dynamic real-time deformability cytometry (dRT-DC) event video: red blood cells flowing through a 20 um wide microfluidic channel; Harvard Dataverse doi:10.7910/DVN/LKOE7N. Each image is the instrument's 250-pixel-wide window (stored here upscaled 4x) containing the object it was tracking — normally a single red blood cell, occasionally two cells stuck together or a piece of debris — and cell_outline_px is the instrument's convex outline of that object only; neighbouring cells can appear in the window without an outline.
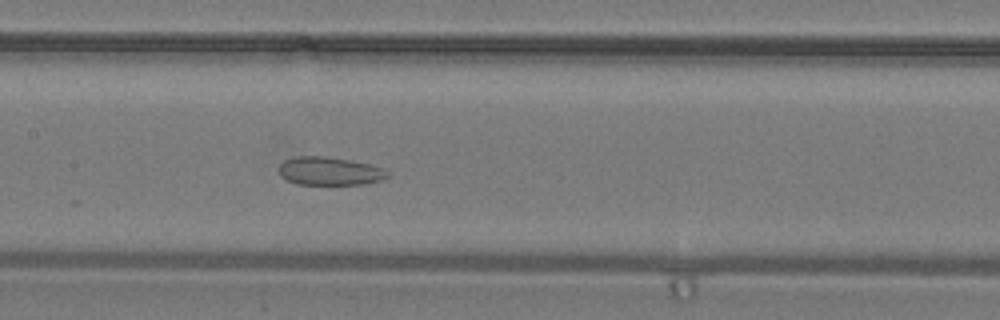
{"species": "common noctule bat (a hibernating species)", "species_latin": "Nyctalus noctula", "temperature_condition": "warm", "stored_images_in_passage": 36, "camera_frame_rate_fps": 3000, "um_per_image_px": 0.085, "animal": {"sex": "male", "body_mass_g": 19.2, "forearm_length_mm": 51.8}, "frame": {"image": 1, "passage_image": 16, "time_ms": 5.0, "image_size_px": [1000, 320], "cell_outline_px": [[388, 176], [380, 180], [364, 184], [296, 184], [280, 176], [280, 164], [284, 160], [296, 156], [324, 156], [348, 160], [368, 164], [384, 168], [388, 172]], "centroid_in_image_um": [28.0, 14.54], "position_along_channel_um": 179.4, "area_um2": 17.69}}
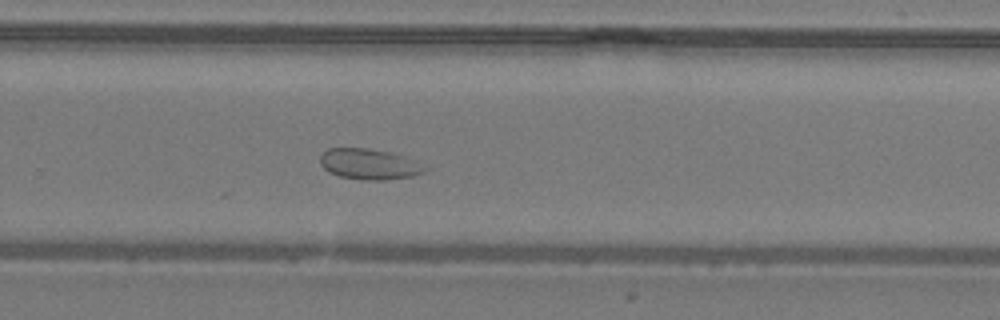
{"frame": {"image": 2, "passage_image": 23, "time_ms": 7.333, "image_size_px": [1000, 320], "cell_outline_px": [[428, 168], [424, 172], [412, 176], [384, 180], [364, 180], [340, 176], [328, 172], [320, 164], [320, 156], [328, 148], [368, 148], [392, 152], [404, 156]], "centroid_in_image_um": [31.36, 13.95], "position_along_channel_um": 298.4, "area_um2": 18.67}}
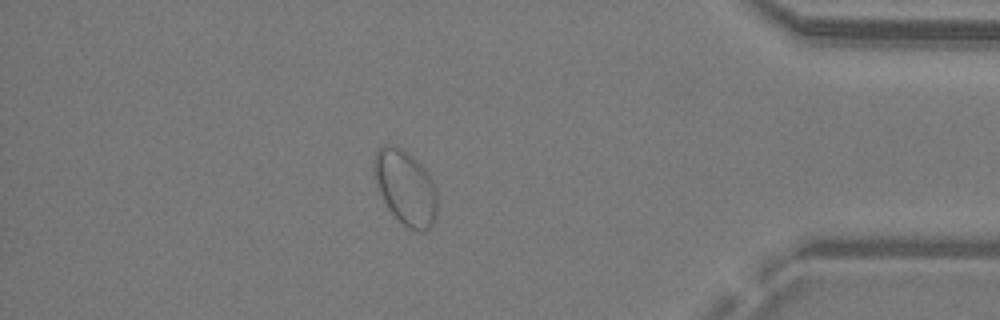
{"frame": {"image": 3, "passage_image": 31, "time_ms": 10.0, "image_size_px": [1000, 320], "cell_outline_px": [[436, 216], [432, 224], [424, 232], [420, 232], [408, 228], [388, 208], [380, 192], [372, 168], [372, 160], [376, 148], [384, 144], [396, 144], [408, 152], [424, 168], [432, 180], [436, 192]], "centroid_in_image_um": [34.43, 15.88], "position_along_channel_um": 400.8, "area_um2": 27.51}}